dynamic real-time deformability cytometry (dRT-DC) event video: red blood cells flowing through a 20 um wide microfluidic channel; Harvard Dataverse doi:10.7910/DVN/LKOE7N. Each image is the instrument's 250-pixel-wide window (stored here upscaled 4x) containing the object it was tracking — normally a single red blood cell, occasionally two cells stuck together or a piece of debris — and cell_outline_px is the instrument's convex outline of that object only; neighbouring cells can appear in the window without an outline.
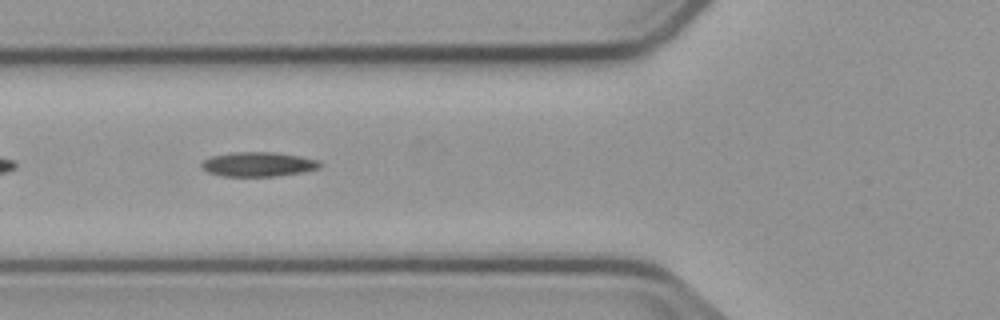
{"species": "common noctule bat (a hibernating species)", "species_latin": "Nyctalus noctula", "temperature_condition": "cold", "stored_images_in_passage": 5, "camera_frame_rate_fps": 3000, "um_per_image_px": 0.085, "animal": {"sex": "male", "body_mass_g": 23.1, "forearm_length_mm": 52.7}, "frame": {"image": 1, "passage_image": 2, "time_ms": 1.0, "image_size_px": [1000, 320], "cell_outline_px": [[320, 168], [300, 172], [276, 176], [220, 176], [208, 172], [200, 164], [204, 160], [212, 156], [232, 152], [272, 152], [300, 156], [320, 160]], "centroid_in_image_um": [21.94, 13.96], "position_along_channel_um": 103.9, "area_um2": 16.76}}
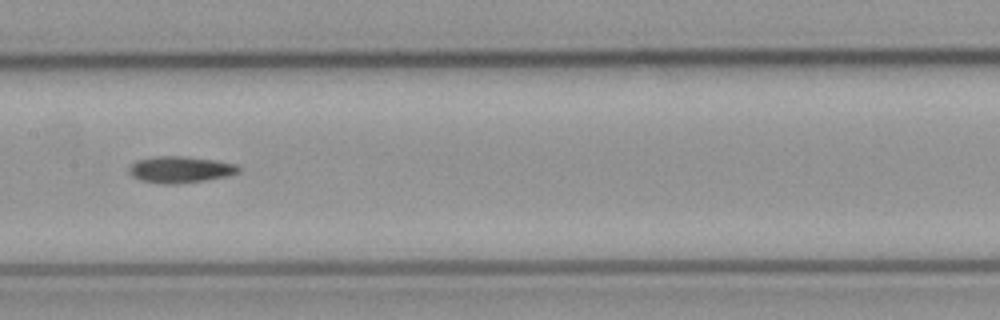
{"frame": {"image": 2, "passage_image": 4, "time_ms": 3.333, "image_size_px": [1000, 320], "cell_outline_px": [[240, 172], [232, 176], [176, 184], [164, 184], [140, 180], [132, 176], [128, 172], [128, 168], [136, 160], [152, 156], [184, 156], [216, 160], [236, 164], [240, 168]], "centroid_in_image_um": [15.34, 14.41], "position_along_channel_um": 192.1, "area_um2": 17.17}}
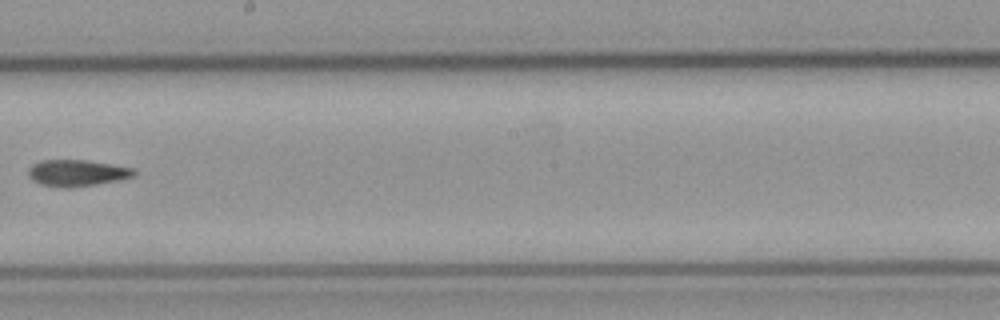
{"frame": {"image": 3, "passage_image": 5, "time_ms": 4.667, "image_size_px": [1000, 320], "cell_outline_px": [[136, 176], [120, 180], [72, 188], [60, 188], [40, 184], [32, 180], [28, 176], [28, 168], [32, 164], [40, 160], [84, 160], [136, 168]], "centroid_in_image_um": [6.54, 14.71], "position_along_channel_um": 241.7, "area_um2": 16.59}}